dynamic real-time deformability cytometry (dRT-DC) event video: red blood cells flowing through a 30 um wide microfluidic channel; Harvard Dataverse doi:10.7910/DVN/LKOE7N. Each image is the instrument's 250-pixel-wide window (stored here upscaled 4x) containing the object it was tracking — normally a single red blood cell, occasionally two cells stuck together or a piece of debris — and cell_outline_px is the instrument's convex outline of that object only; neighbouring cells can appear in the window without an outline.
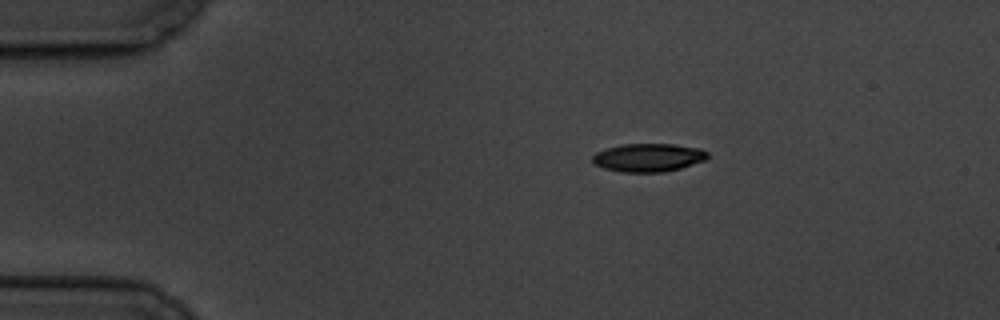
{"species": "common noctule bat (a hibernating species)", "species_latin": "Nyctalus noctula", "temperature_condition": "cold", "stored_images_in_passage": 3, "camera_frame_rate_fps": 3000, "um_per_image_px": 0.085, "animal": {"sex": "male", "body_mass_g": 19.5, "forearm_length_mm": 54.6}, "frame": {"image": 1, "passage_image": 1, "time_ms": 0.0, "image_size_px": [1000, 320], "cell_outline_px": [[708, 156], [704, 160], [680, 168], [664, 172], [624, 172], [604, 168], [596, 164], [592, 160], [592, 156], [596, 152], [604, 148], [620, 144], [672, 144], [700, 148], [708, 152]], "centroid_in_image_um": [55.09, 13.38], "position_along_channel_um": 29.9, "area_um2": 18.9}}